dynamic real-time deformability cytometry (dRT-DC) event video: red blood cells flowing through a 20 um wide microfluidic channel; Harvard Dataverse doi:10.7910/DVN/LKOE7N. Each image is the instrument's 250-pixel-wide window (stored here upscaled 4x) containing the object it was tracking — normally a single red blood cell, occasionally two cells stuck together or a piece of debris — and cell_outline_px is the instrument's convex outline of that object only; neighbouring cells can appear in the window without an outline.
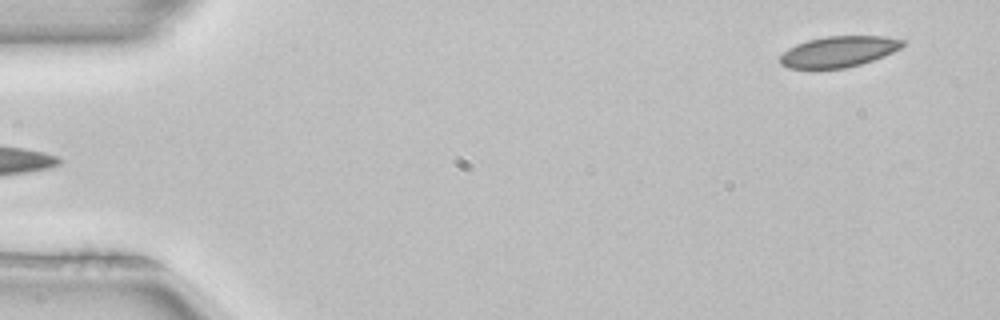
{"species": "common noctule bat (a hibernating species)", "species_latin": "Nyctalus noctula", "temperature_condition": "room temperature", "stored_images_in_passage": 6, "camera_frame_rate_fps": 3000, "um_per_image_px": 0.085, "animal": {"sex": "female", "body_mass_g": 22.7, "forearm_length_mm": 54.2}, "frame": {"image": 1, "passage_image": 1, "time_ms": 0.0, "image_size_px": [1000, 320], "cell_outline_px": [[904, 44], [900, 48], [884, 56], [860, 64], [844, 68], [788, 68], [780, 64], [780, 56], [788, 48], [796, 44], [808, 40], [828, 36], [884, 36], [904, 40]], "centroid_in_image_um": [71.27, 4.38], "position_along_channel_um": 13.7, "area_um2": 21.85}}